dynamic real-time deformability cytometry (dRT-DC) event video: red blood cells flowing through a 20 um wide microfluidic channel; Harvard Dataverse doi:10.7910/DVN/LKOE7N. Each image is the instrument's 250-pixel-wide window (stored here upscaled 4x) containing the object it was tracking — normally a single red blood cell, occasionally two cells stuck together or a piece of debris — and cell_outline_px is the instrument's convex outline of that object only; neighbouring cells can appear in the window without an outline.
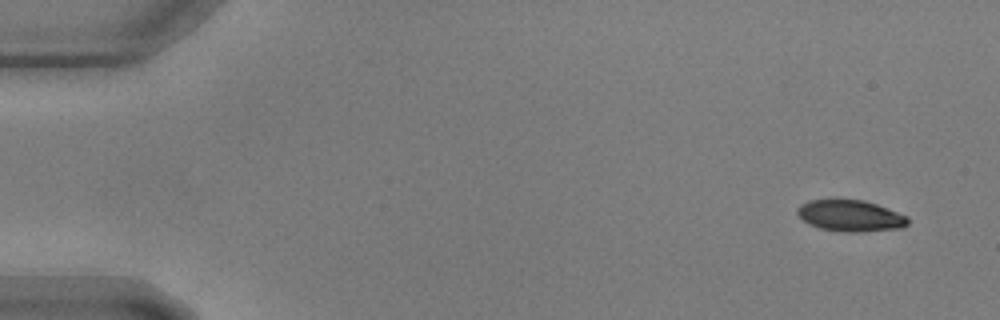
{"species": "common noctule bat (a hibernating species)", "species_latin": "Nyctalus noctula", "temperature_condition": "warm", "stored_images_in_passage": 56, "camera_frame_rate_fps": 3000, "um_per_image_px": 0.085, "animal": {"sex": "male", "body_mass_g": 17.9, "forearm_length_mm": 54.2}, "frame": {"image": 1, "passage_image": 1, "time_ms": 0.0, "image_size_px": [1000, 320], "cell_outline_px": [[908, 224], [904, 228], [860, 232], [844, 232], [820, 228], [808, 224], [796, 212], [796, 208], [800, 204], [808, 200], [836, 196], [864, 200], [888, 208], [908, 216]], "centroid_in_image_um": [72.25, 18.29], "position_along_channel_um": 12.7, "area_um2": 21.1}}
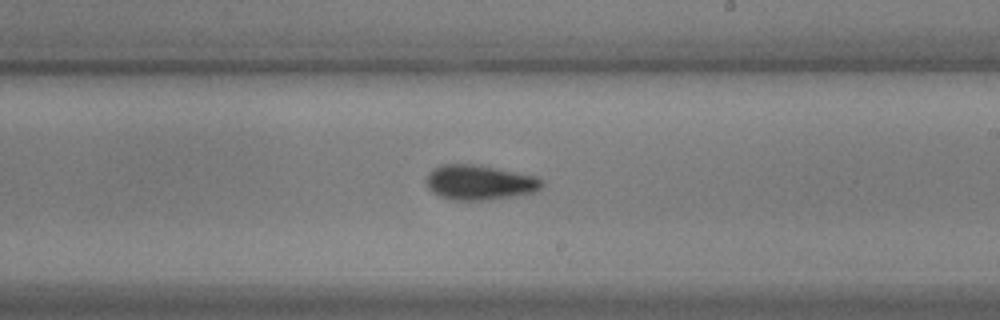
{"frame": {"image": 2, "passage_image": 32, "time_ms": 10.333, "image_size_px": [1000, 320], "cell_outline_px": [[544, 184], [540, 192], [492, 200], [452, 200], [440, 196], [432, 192], [428, 188], [424, 180], [428, 172], [432, 168], [440, 164], [476, 164], [536, 176], [544, 180]], "centroid_in_image_um": [40.78, 15.51], "position_along_channel_um": 248.2, "area_um2": 24.16}}
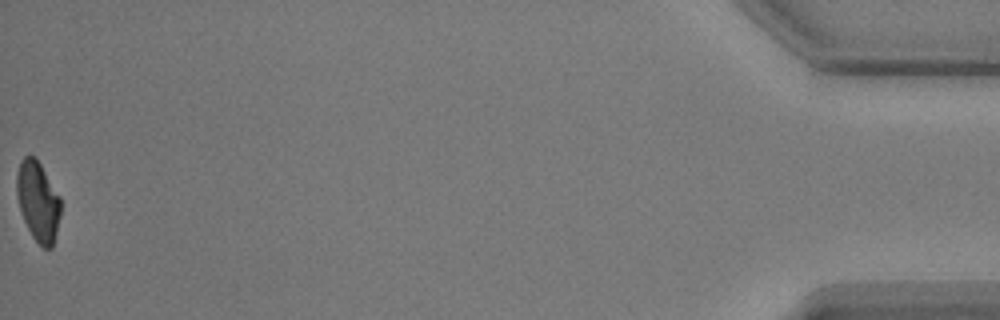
{"frame": {"image": 3, "passage_image": 56, "time_ms": 18.333, "image_size_px": [1000, 320], "cell_outline_px": [[60, 216], [52, 248], [44, 248], [32, 236], [20, 212], [16, 196], [16, 172], [20, 160], [24, 156], [36, 156], [60, 196]], "centroid_in_image_um": [3.21, 17.06], "position_along_channel_um": 432.0, "area_um2": 20.63}}